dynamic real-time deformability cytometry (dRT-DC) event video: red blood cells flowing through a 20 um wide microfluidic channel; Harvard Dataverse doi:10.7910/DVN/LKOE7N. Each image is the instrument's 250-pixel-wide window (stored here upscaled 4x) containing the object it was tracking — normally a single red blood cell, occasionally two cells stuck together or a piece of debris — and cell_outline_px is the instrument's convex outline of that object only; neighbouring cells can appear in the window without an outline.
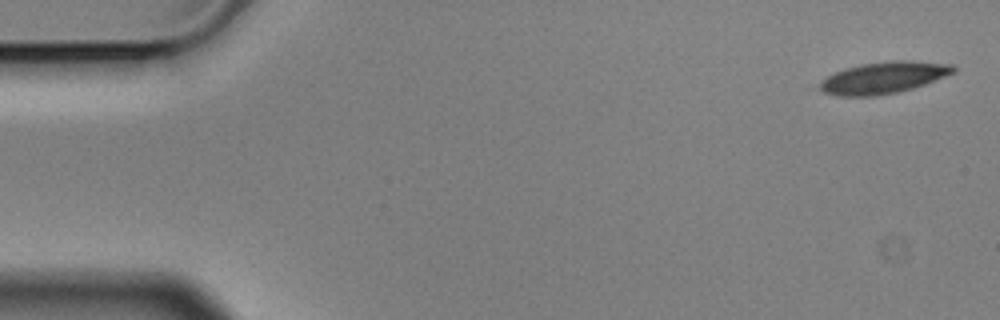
{"species": "Egyptian fruit bat (a non-hibernating species)", "species_latin": "Rousettus aegyptiacus", "temperature_condition": "cold", "stored_images_in_passage": 6, "camera_frame_rate_fps": 3000, "um_per_image_px": 0.085, "animal": {"sex": "male"}, "frame": {"image": 1, "passage_image": 1, "time_ms": 0.0, "image_size_px": [1000, 320], "cell_outline_px": [[956, 72], [924, 84], [912, 88], [896, 92], [876, 96], [836, 96], [824, 92], [816, 88], [816, 84], [828, 76], [844, 68], [860, 64], [892, 60], [912, 60], [952, 64], [956, 68]], "centroid_in_image_um": [75.07, 6.59], "position_along_channel_um": 9.9, "area_um2": 24.85}}